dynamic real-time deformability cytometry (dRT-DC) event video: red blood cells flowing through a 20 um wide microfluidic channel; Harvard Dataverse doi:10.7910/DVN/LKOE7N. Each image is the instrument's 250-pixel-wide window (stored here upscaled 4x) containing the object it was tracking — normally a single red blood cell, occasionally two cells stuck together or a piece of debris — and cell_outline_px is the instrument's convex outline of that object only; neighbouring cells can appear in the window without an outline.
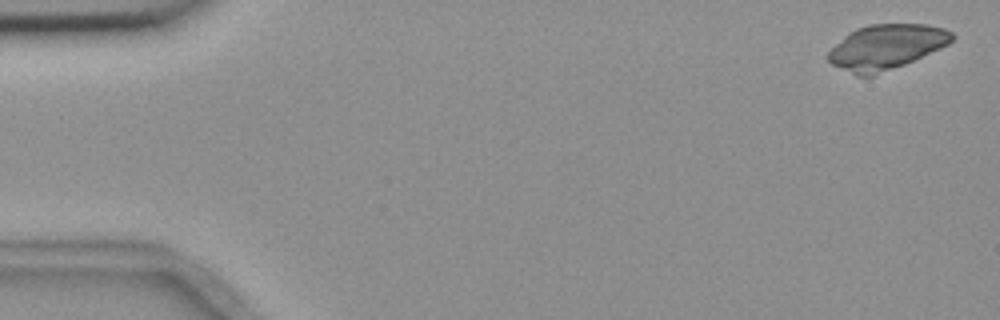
{"species": "common noctule bat (a hibernating species)", "species_latin": "Nyctalus noctula", "temperature_condition": "room temperature", "stored_images_in_passage": 5, "camera_frame_rate_fps": 3000, "um_per_image_px": 0.085, "animal": {"sex": "female", "body_mass_g": 18.4}, "frame": {"image": 1, "passage_image": 1, "time_ms": 0.0, "image_size_px": [1000, 320], "cell_outline_px": [[956, 36], [948, 44], [940, 48], [904, 64], [872, 76], [856, 76], [832, 64], [828, 60], [828, 52], [844, 36], [856, 28], [872, 24], [928, 24], [944, 28], [952, 32]], "centroid_in_image_um": [75.33, 3.98], "position_along_channel_um": 9.7, "area_um2": 32.14}}